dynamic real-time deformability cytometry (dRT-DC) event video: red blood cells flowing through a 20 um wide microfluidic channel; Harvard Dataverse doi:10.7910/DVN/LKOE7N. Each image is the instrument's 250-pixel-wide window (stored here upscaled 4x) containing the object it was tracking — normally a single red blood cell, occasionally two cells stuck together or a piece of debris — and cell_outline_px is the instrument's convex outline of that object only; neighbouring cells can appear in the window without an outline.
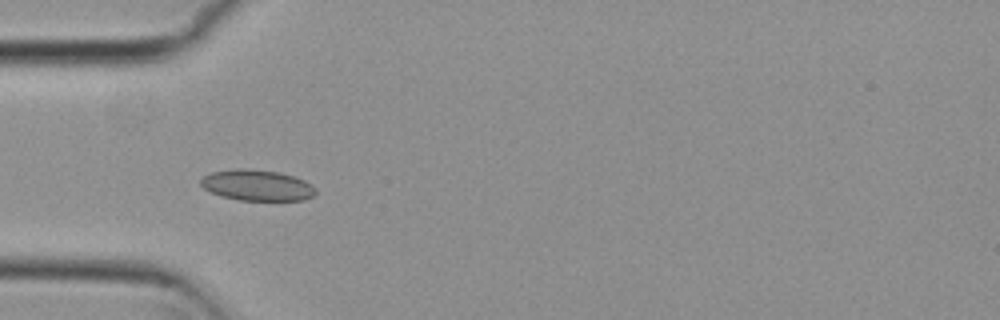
{"species": "common noctule bat (a hibernating species)", "species_latin": "Nyctalus noctula", "temperature_condition": "cold", "stored_images_in_passage": 5, "camera_frame_rate_fps": 3000, "um_per_image_px": 0.085, "animal": {"sex": "female", "body_mass_g": 29.2, "forearm_length_mm": 56.3}, "frame": {"image": 1, "passage_image": 4, "time_ms": 1.0, "image_size_px": [1000, 320], "cell_outline_px": [[316, 192], [312, 196], [304, 200], [240, 200], [220, 196], [204, 188], [200, 184], [200, 180], [204, 176], [212, 172], [236, 168], [244, 168], [280, 172], [304, 180], [312, 184], [316, 188]], "centroid_in_image_um": [21.86, 15.74], "position_along_channel_um": 63.1, "area_um2": 20.69}}
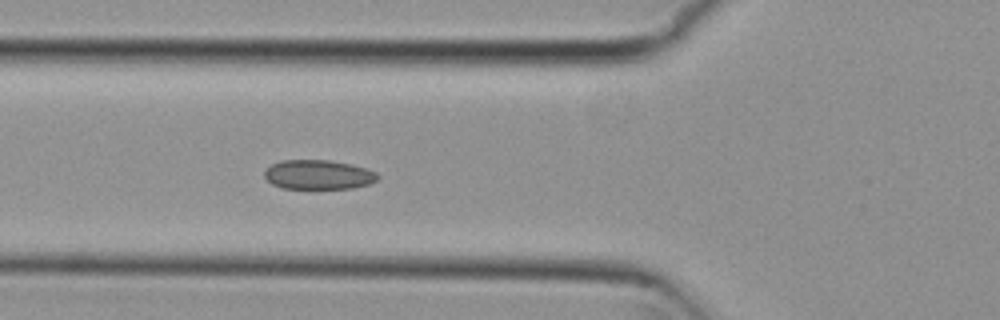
{"frame": {"image": 2, "passage_image": 5, "time_ms": 1.333, "image_size_px": [1000, 320], "cell_outline_px": [[380, 176], [376, 180], [368, 184], [352, 188], [280, 188], [272, 184], [264, 176], [264, 172], [272, 164], [280, 160], [328, 160], [352, 164], [368, 168], [376, 172]], "centroid_in_image_um": [27.07, 14.84], "position_along_channel_um": 98.7, "area_um2": 19.42}}